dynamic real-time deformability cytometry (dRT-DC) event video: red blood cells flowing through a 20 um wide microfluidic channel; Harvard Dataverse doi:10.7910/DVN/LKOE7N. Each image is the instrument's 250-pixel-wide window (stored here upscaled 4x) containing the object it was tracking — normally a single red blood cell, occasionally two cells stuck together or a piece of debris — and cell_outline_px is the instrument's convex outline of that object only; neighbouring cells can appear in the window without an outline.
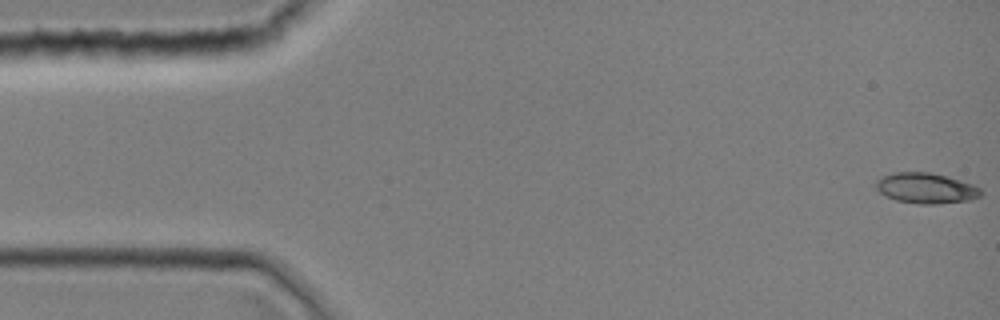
{"species": "common noctule bat (a hibernating species)", "species_latin": "Nyctalus noctula", "temperature_condition": "room temperature", "stored_images_in_passage": 1, "camera_frame_rate_fps": 3000, "um_per_image_px": 0.085, "animal": {"sex": "female", "body_mass_g": 19.0, "forearm_length_mm": 51.5}, "frame": {"image": 1, "passage_image": 1, "time_ms": 0.0, "image_size_px": [1000, 320], "cell_outline_px": [[984, 192], [980, 196], [968, 200], [936, 204], [920, 204], [896, 200], [880, 192], [876, 188], [876, 180], [880, 176], [896, 172], [932, 172], [948, 176], [972, 184], [980, 188]], "centroid_in_image_um": [78.72, 15.98], "position_along_channel_um": 6.3, "area_um2": 18.67}}